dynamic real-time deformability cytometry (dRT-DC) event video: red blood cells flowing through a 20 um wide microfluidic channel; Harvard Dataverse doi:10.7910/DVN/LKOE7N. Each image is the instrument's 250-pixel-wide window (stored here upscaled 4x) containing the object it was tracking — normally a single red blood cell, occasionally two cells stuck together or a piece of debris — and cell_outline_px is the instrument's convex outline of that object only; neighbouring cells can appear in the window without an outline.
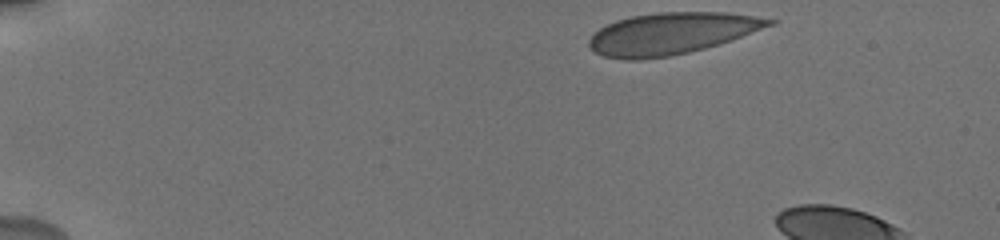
{"species": "human", "species_latin": "Homo sapiens", "temperature_condition": "cold", "stored_images_in_passage": 11, "camera_frame_rate_fps": 3000, "um_per_image_px": 0.085, "donor": {"sex": "male"}, "frame": {"image": 1, "passage_image": 1, "time_ms": 0.0, "image_size_px": [1000, 240], "cell_outline_px": [[780, 20], [776, 24], [732, 40], [704, 48], [688, 52], [668, 56], [640, 60], [624, 60], [604, 56], [596, 52], [588, 44], [588, 40], [600, 28], [616, 20], [632, 16], [660, 12], [728, 12]], "centroid_in_image_um": [57.12, 2.84], "position_along_channel_um": 27.9, "area_um2": 43.7}}